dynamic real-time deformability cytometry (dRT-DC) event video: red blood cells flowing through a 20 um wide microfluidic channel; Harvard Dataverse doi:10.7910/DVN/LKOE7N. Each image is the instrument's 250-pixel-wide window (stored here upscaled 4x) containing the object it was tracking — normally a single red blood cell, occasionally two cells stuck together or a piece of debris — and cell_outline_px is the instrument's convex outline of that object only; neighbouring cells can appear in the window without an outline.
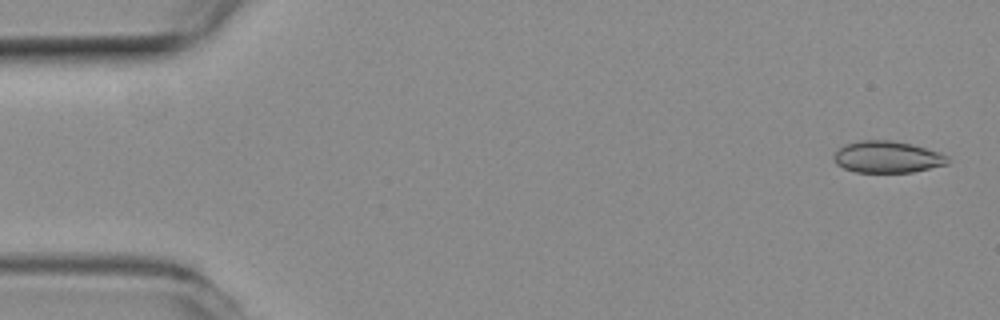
{"species": "common noctule bat (a hibernating species)", "species_latin": "Nyctalus noctula", "temperature_condition": "room temperature", "stored_images_in_passage": 56, "camera_frame_rate_fps": 3000, "um_per_image_px": 0.085, "animal": {"sex": "female", "body_mass_g": 19.3, "forearm_length_mm": 54.1}, "frame": {"image": 1, "passage_image": 2, "time_ms": 0.333, "image_size_px": [1000, 320], "cell_outline_px": [[948, 164], [912, 172], [856, 172], [844, 168], [836, 164], [832, 156], [844, 144], [860, 140], [892, 140], [912, 144], [940, 152], [948, 156]], "centroid_in_image_um": [75.41, 13.33], "position_along_channel_um": 9.6, "area_um2": 21.1}}
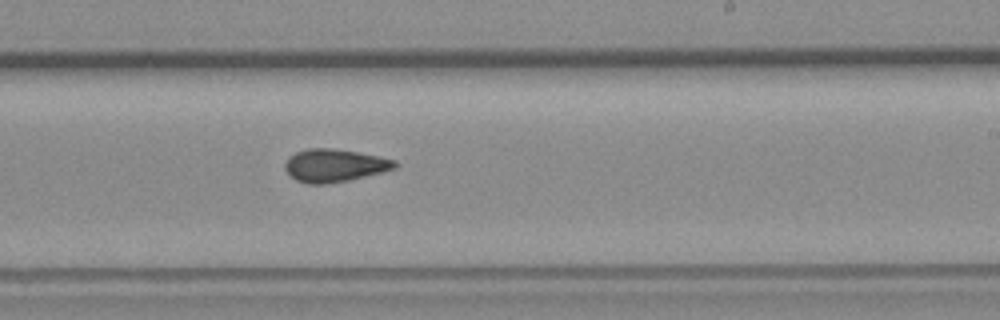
{"frame": {"image": 2, "passage_image": 33, "time_ms": 10.667, "image_size_px": [1000, 320], "cell_outline_px": [[400, 164], [396, 168], [384, 172], [348, 180], [328, 184], [308, 184], [296, 180], [288, 176], [284, 168], [284, 164], [288, 156], [296, 152], [308, 148], [332, 148], [380, 156], [396, 160]], "centroid_in_image_um": [28.43, 14.07], "position_along_channel_um": 260.6, "area_um2": 21.39}}
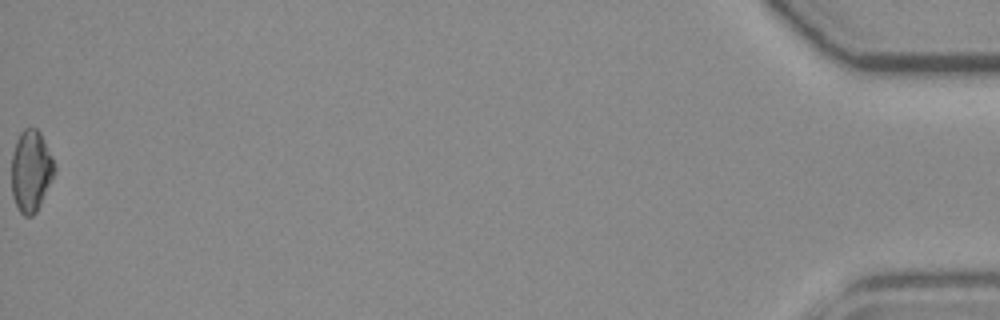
{"frame": {"image": 3, "passage_image": 56, "time_ms": 18.333, "image_size_px": [1000, 320], "cell_outline_px": [[56, 172], [36, 212], [32, 216], [24, 216], [20, 212], [12, 196], [12, 152], [16, 140], [20, 132], [24, 128], [36, 128], [40, 132], [52, 156], [56, 168]], "centroid_in_image_um": [2.64, 14.51], "position_along_channel_um": 432.6, "area_um2": 20.46}, "authors_computed_cell_mechanics": {"area_um2": 20.8658, "velocity_mm_per_s": 3.6803, "shape_relaxation_time_tau1_ms": null, "shape_relaxation_time_tau2_ms": 4.5481, "deformation_change_tau1": null, "deformation_change_tau2": 0.0916}}